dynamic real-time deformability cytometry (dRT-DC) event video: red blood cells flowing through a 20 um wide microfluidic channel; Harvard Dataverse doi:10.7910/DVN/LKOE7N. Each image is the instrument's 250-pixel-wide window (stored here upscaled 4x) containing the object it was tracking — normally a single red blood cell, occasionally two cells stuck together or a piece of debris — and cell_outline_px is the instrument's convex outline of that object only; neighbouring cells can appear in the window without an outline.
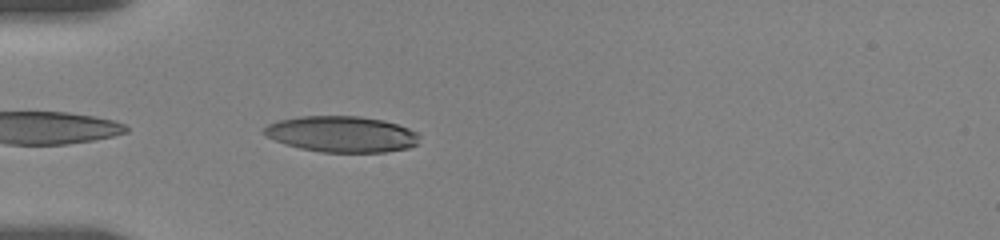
{"species": "human", "species_latin": "Homo sapiens", "temperature_condition": "room temperature", "stored_images_in_passage": 40, "camera_frame_rate_fps": 3000, "um_per_image_px": 0.085, "donor": {"sex": "female"}, "frame": {"image": 1, "passage_image": 2, "time_ms": 0.333, "image_size_px": [1000, 240], "cell_outline_px": [[420, 136], [416, 144], [408, 148], [384, 152], [320, 152], [300, 148], [264, 136], [260, 132], [268, 124], [280, 120], [300, 116], [360, 116], [384, 120], [408, 128], [416, 132]], "centroid_in_image_um": [29.03, 11.4], "position_along_channel_um": 56.0, "area_um2": 32.6}}
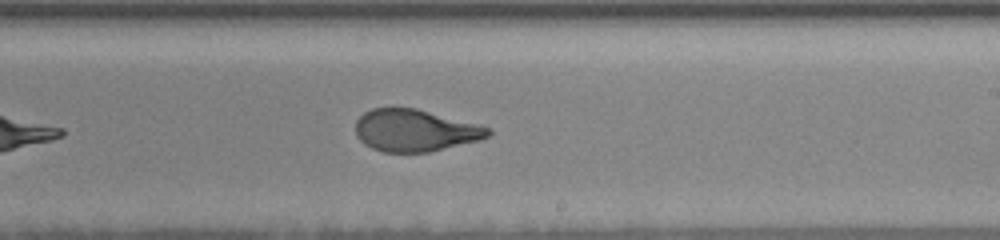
{"frame": {"image": 2, "passage_image": 19, "time_ms": 6.0, "image_size_px": [1000, 240], "cell_outline_px": [[492, 132], [488, 136], [480, 140], [428, 152], [384, 152], [372, 148], [364, 144], [356, 136], [356, 120], [364, 112], [372, 108], [416, 108], [492, 128]], "centroid_in_image_um": [35.26, 11.09], "position_along_channel_um": 253.7, "area_um2": 32.37}}
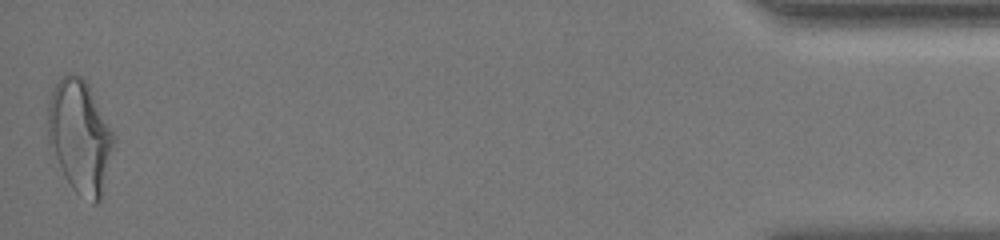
{"frame": {"image": 3, "passage_image": 40, "time_ms": 13.0, "image_size_px": [1000, 240], "cell_outline_px": [[116, 136], [100, 200], [96, 204], [92, 204], [76, 192], [72, 188], [64, 176], [48, 144], [48, 104], [52, 88], [60, 76], [68, 72], [72, 72], [80, 76], [88, 84]], "centroid_in_image_um": [6.78, 11.56], "position_along_channel_um": 428.4, "area_um2": 43.52}, "authors_computed_cell_mechanics": {"area_um2": 33.7263, "velocity_mm_per_s": 3.6534, "shape_relaxation_time_tau1_ms": 4.847, "shape_relaxation_time_tau2_ms": 0.9184, "deformation_change_tau1": 0.2087, "deformation_change_tau2": 0.0775}}